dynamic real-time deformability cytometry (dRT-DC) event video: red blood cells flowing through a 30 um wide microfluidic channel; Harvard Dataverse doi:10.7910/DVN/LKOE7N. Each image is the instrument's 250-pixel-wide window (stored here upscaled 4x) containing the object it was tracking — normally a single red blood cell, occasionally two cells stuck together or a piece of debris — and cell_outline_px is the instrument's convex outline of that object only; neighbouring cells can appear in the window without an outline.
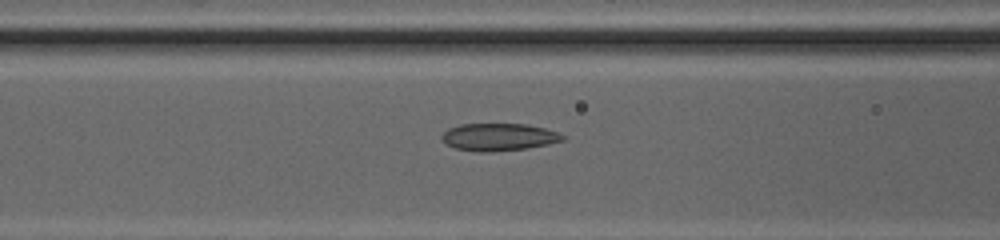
{"species": "common noctule bat (a hibernating species)", "species_latin": "Nyctalus noctula", "temperature_condition": "cold", "stored_images_in_passage": 50, "camera_frame_rate_fps": 3000, "um_per_image_px": 0.085, "animal": {"sex": "female", "body_mass_g": 20.0, "forearm_length_mm": 54.0}, "frame": {"image": 1, "passage_image": 23, "time_ms": 7.333, "image_size_px": [1000, 240], "cell_outline_px": [[568, 136], [564, 140], [548, 144], [528, 148], [492, 152], [480, 152], [456, 148], [448, 144], [440, 136], [448, 128], [460, 124], [528, 124], [544, 128]], "centroid_in_image_um": [42.42, 11.64], "position_along_channel_um": 124.2, "area_um2": 19.31}}
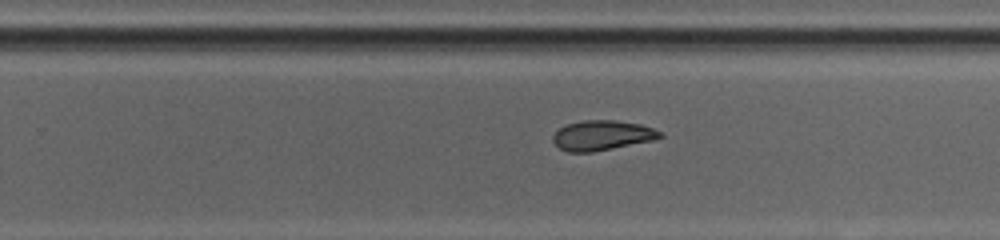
{"frame": {"image": 2, "passage_image": 34, "time_ms": 11.0, "image_size_px": [1000, 240], "cell_outline_px": [[664, 136], [652, 140], [592, 152], [568, 152], [560, 148], [552, 140], [552, 136], [560, 128], [568, 124], [584, 120], [616, 120], [640, 124], [652, 128], [660, 132]], "centroid_in_image_um": [51.16, 11.5], "position_along_channel_um": 278.6, "area_um2": 18.38}}
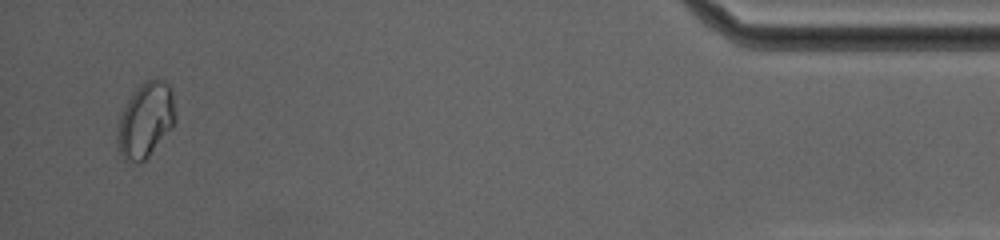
{"frame": {"image": 3, "passage_image": 49, "time_ms": 16.0, "image_size_px": [1000, 240], "cell_outline_px": [[176, 120], [172, 128], [148, 156], [144, 160], [136, 164], [124, 160], [116, 144], [116, 136], [120, 116], [128, 100], [136, 88], [144, 80], [156, 76], [164, 80], [172, 88], [176, 116]], "centroid_in_image_um": [12.39, 10.18], "position_along_channel_um": 422.8, "area_um2": 25.72}, "authors_computed_cell_mechanics": {"area_um2": 20.4323, "velocity_mm_per_s": 4.2285, "shape_relaxation_time_tau1_ms": null, "shape_relaxation_time_tau2_ms": 3.058, "deformation_change_tau1": null, "deformation_change_tau2": 0.0779}}